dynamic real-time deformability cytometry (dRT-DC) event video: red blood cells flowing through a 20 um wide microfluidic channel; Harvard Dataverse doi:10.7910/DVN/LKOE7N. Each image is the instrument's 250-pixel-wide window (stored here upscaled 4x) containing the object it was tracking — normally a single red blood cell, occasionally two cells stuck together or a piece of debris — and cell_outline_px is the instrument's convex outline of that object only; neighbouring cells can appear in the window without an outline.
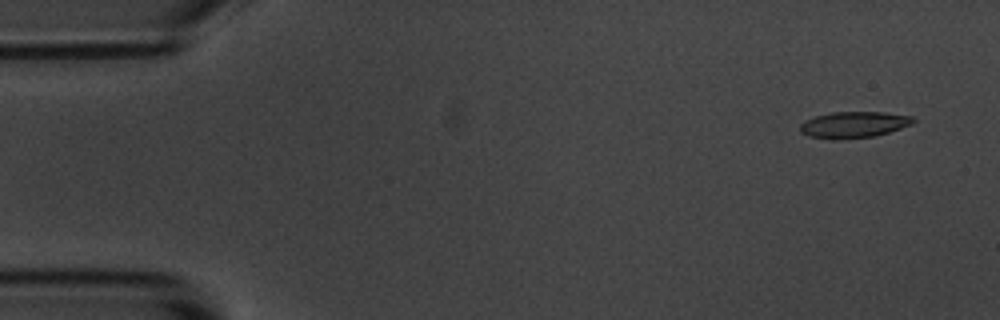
{"species": "common noctule bat (a hibernating species)", "species_latin": "Nyctalus noctula", "temperature_condition": "room temperature", "stored_images_in_passage": 5, "camera_frame_rate_fps": 3000, "um_per_image_px": 0.085, "animal": {"sex": "male", "body_mass_g": 20.1, "forearm_length_mm": 53.5}, "frame": {"image": 1, "passage_image": 1, "time_ms": 0.0, "image_size_px": [1000, 320], "cell_outline_px": [[916, 120], [912, 124], [876, 136], [808, 136], [800, 132], [800, 124], [804, 120], [816, 116], [832, 112], [884, 112], [912, 116]], "centroid_in_image_um": [72.62, 10.54], "position_along_channel_um": 12.4, "area_um2": 16.42}}
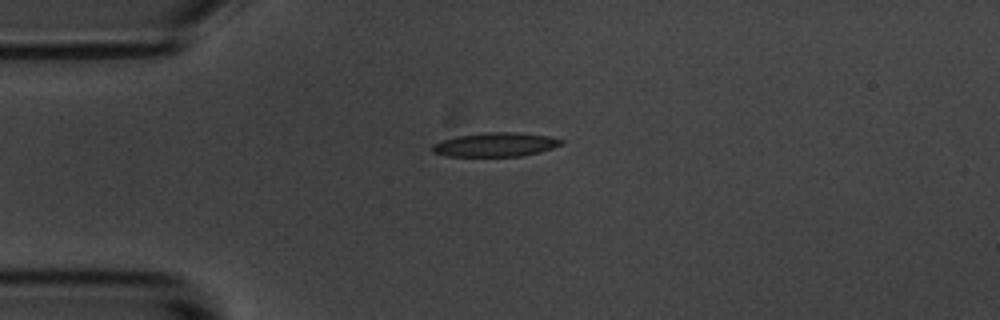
{"frame": {"image": 2, "passage_image": 4, "time_ms": 3.333, "image_size_px": [1000, 320], "cell_outline_px": [[564, 144], [540, 152], [520, 156], [444, 156], [432, 152], [432, 144], [440, 140], [456, 136], [484, 132], [516, 132], [548, 136], [564, 140]], "centroid_in_image_um": [42.09, 12.29], "position_along_channel_um": 42.9, "area_um2": 18.21}}